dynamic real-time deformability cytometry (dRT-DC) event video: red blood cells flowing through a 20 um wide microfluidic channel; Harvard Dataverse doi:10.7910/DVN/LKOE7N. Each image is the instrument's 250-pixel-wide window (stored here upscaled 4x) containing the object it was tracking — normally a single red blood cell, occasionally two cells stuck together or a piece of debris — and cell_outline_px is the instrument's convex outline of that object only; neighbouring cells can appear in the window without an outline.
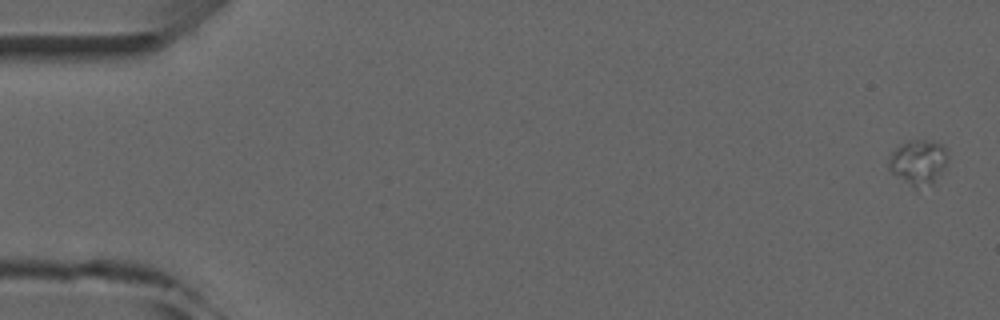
{"species": "common noctule bat (a hibernating species)", "species_latin": "Nyctalus noctula", "temperature_condition": "room temperature", "stored_images_in_passage": 5, "camera_frame_rate_fps": 3000, "um_per_image_px": 0.085, "animal": {"sex": "male", "forearm_length_mm": 52.5}, "frame": {"image": 1, "passage_image": 1, "time_ms": 0.0, "image_size_px": [1000, 320], "cell_outline_px": [[948, 160], [932, 184], [916, 192], [892, 172], [888, 168], [888, 156], [900, 144], [908, 140], [932, 140], [940, 144], [948, 152]], "centroid_in_image_um": [78.03, 13.82], "position_along_channel_um": 7.0, "area_um2": 15.84}}
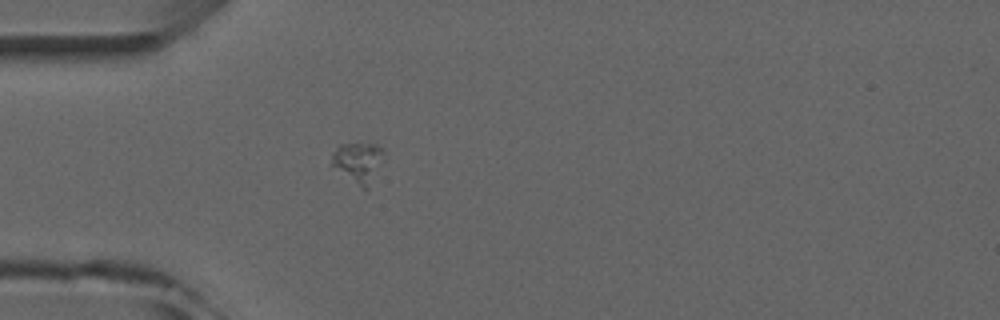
{"frame": {"image": 2, "passage_image": 5, "time_ms": 4.667, "image_size_px": [1000, 320], "cell_outline_px": [[384, 152], [368, 188], [364, 188], [328, 164], [332, 152], [340, 144], [376, 144], [384, 148]], "centroid_in_image_um": [30.37, 13.74], "position_along_channel_um": 54.6, "area_um2": 11.85}}